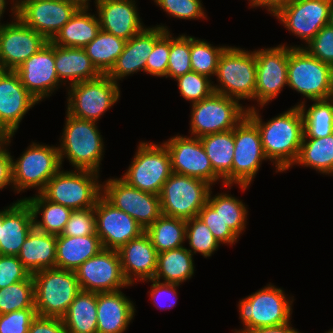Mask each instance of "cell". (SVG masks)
Masks as SVG:
<instances>
[{
    "label": "cell",
    "instance_id": "f546056e",
    "mask_svg": "<svg viewBox=\"0 0 333 333\" xmlns=\"http://www.w3.org/2000/svg\"><path fill=\"white\" fill-rule=\"evenodd\" d=\"M55 69L59 81L67 86L101 75L83 48L55 45ZM68 84V85H67Z\"/></svg>",
    "mask_w": 333,
    "mask_h": 333
},
{
    "label": "cell",
    "instance_id": "f1b7e54d",
    "mask_svg": "<svg viewBox=\"0 0 333 333\" xmlns=\"http://www.w3.org/2000/svg\"><path fill=\"white\" fill-rule=\"evenodd\" d=\"M90 10V4H83L50 42L61 47L84 48L101 30L96 11L94 14Z\"/></svg>",
    "mask_w": 333,
    "mask_h": 333
},
{
    "label": "cell",
    "instance_id": "ab89813d",
    "mask_svg": "<svg viewBox=\"0 0 333 333\" xmlns=\"http://www.w3.org/2000/svg\"><path fill=\"white\" fill-rule=\"evenodd\" d=\"M145 232L158 253L185 245L186 220L161 215Z\"/></svg>",
    "mask_w": 333,
    "mask_h": 333
},
{
    "label": "cell",
    "instance_id": "f6af8a7d",
    "mask_svg": "<svg viewBox=\"0 0 333 333\" xmlns=\"http://www.w3.org/2000/svg\"><path fill=\"white\" fill-rule=\"evenodd\" d=\"M171 32L167 78L176 79L192 71L191 36L183 33L176 37Z\"/></svg>",
    "mask_w": 333,
    "mask_h": 333
},
{
    "label": "cell",
    "instance_id": "7dc6e473",
    "mask_svg": "<svg viewBox=\"0 0 333 333\" xmlns=\"http://www.w3.org/2000/svg\"><path fill=\"white\" fill-rule=\"evenodd\" d=\"M167 16L182 20H207L202 0H153Z\"/></svg>",
    "mask_w": 333,
    "mask_h": 333
},
{
    "label": "cell",
    "instance_id": "d6a6232c",
    "mask_svg": "<svg viewBox=\"0 0 333 333\" xmlns=\"http://www.w3.org/2000/svg\"><path fill=\"white\" fill-rule=\"evenodd\" d=\"M213 171L223 180V187L232 189L234 129L200 137Z\"/></svg>",
    "mask_w": 333,
    "mask_h": 333
},
{
    "label": "cell",
    "instance_id": "74e56055",
    "mask_svg": "<svg viewBox=\"0 0 333 333\" xmlns=\"http://www.w3.org/2000/svg\"><path fill=\"white\" fill-rule=\"evenodd\" d=\"M210 189L207 203L219 213L221 219L238 236L244 234L248 217V205L231 193L221 192L213 195ZM212 194V195H211Z\"/></svg>",
    "mask_w": 333,
    "mask_h": 333
},
{
    "label": "cell",
    "instance_id": "4dcf8cb0",
    "mask_svg": "<svg viewBox=\"0 0 333 333\" xmlns=\"http://www.w3.org/2000/svg\"><path fill=\"white\" fill-rule=\"evenodd\" d=\"M57 236L35 227L27 235L17 257L32 275L40 270L55 268Z\"/></svg>",
    "mask_w": 333,
    "mask_h": 333
},
{
    "label": "cell",
    "instance_id": "7a4b0ae2",
    "mask_svg": "<svg viewBox=\"0 0 333 333\" xmlns=\"http://www.w3.org/2000/svg\"><path fill=\"white\" fill-rule=\"evenodd\" d=\"M65 116L62 136L59 138L58 151L61 167L65 159L73 169L92 170L100 173L105 152L104 139L98 122Z\"/></svg>",
    "mask_w": 333,
    "mask_h": 333
},
{
    "label": "cell",
    "instance_id": "6da1fadb",
    "mask_svg": "<svg viewBox=\"0 0 333 333\" xmlns=\"http://www.w3.org/2000/svg\"><path fill=\"white\" fill-rule=\"evenodd\" d=\"M265 106L247 110V116L257 125L262 147L275 173H285L295 163L304 135V119L299 106H292L266 122L260 112ZM260 108V109H259Z\"/></svg>",
    "mask_w": 333,
    "mask_h": 333
},
{
    "label": "cell",
    "instance_id": "e7e4bbea",
    "mask_svg": "<svg viewBox=\"0 0 333 333\" xmlns=\"http://www.w3.org/2000/svg\"><path fill=\"white\" fill-rule=\"evenodd\" d=\"M26 0H15V4H16V8L23 2Z\"/></svg>",
    "mask_w": 333,
    "mask_h": 333
},
{
    "label": "cell",
    "instance_id": "680465c9",
    "mask_svg": "<svg viewBox=\"0 0 333 333\" xmlns=\"http://www.w3.org/2000/svg\"><path fill=\"white\" fill-rule=\"evenodd\" d=\"M293 0H252L249 8H264L268 14L274 16L281 8L289 5Z\"/></svg>",
    "mask_w": 333,
    "mask_h": 333
},
{
    "label": "cell",
    "instance_id": "c3c4849f",
    "mask_svg": "<svg viewBox=\"0 0 333 333\" xmlns=\"http://www.w3.org/2000/svg\"><path fill=\"white\" fill-rule=\"evenodd\" d=\"M170 53V31H166L156 42L146 60V74L167 78V67Z\"/></svg>",
    "mask_w": 333,
    "mask_h": 333
},
{
    "label": "cell",
    "instance_id": "d6986e66",
    "mask_svg": "<svg viewBox=\"0 0 333 333\" xmlns=\"http://www.w3.org/2000/svg\"><path fill=\"white\" fill-rule=\"evenodd\" d=\"M75 273L83 291L103 293L132 287L123 275L117 250L103 248L81 264Z\"/></svg>",
    "mask_w": 333,
    "mask_h": 333
},
{
    "label": "cell",
    "instance_id": "d590c367",
    "mask_svg": "<svg viewBox=\"0 0 333 333\" xmlns=\"http://www.w3.org/2000/svg\"><path fill=\"white\" fill-rule=\"evenodd\" d=\"M62 320L68 333H97V293L81 290Z\"/></svg>",
    "mask_w": 333,
    "mask_h": 333
},
{
    "label": "cell",
    "instance_id": "ba28073f",
    "mask_svg": "<svg viewBox=\"0 0 333 333\" xmlns=\"http://www.w3.org/2000/svg\"><path fill=\"white\" fill-rule=\"evenodd\" d=\"M32 141L17 159L12 156V179L14 192L29 189L40 193L62 167L58 146Z\"/></svg>",
    "mask_w": 333,
    "mask_h": 333
},
{
    "label": "cell",
    "instance_id": "e575fe53",
    "mask_svg": "<svg viewBox=\"0 0 333 333\" xmlns=\"http://www.w3.org/2000/svg\"><path fill=\"white\" fill-rule=\"evenodd\" d=\"M21 199H25L30 205L36 229L56 236L61 235L72 212L71 208L49 201L40 193Z\"/></svg>",
    "mask_w": 333,
    "mask_h": 333
},
{
    "label": "cell",
    "instance_id": "3957f363",
    "mask_svg": "<svg viewBox=\"0 0 333 333\" xmlns=\"http://www.w3.org/2000/svg\"><path fill=\"white\" fill-rule=\"evenodd\" d=\"M283 288L273 283L241 298L237 304L241 329L233 333H244L259 327L278 326L292 322L294 296H288Z\"/></svg>",
    "mask_w": 333,
    "mask_h": 333
},
{
    "label": "cell",
    "instance_id": "f907efd6",
    "mask_svg": "<svg viewBox=\"0 0 333 333\" xmlns=\"http://www.w3.org/2000/svg\"><path fill=\"white\" fill-rule=\"evenodd\" d=\"M96 233L95 211L93 208L72 210L68 222L65 224L62 236H86Z\"/></svg>",
    "mask_w": 333,
    "mask_h": 333
},
{
    "label": "cell",
    "instance_id": "11a10c76",
    "mask_svg": "<svg viewBox=\"0 0 333 333\" xmlns=\"http://www.w3.org/2000/svg\"><path fill=\"white\" fill-rule=\"evenodd\" d=\"M29 275L17 256L0 255V289L23 281Z\"/></svg>",
    "mask_w": 333,
    "mask_h": 333
},
{
    "label": "cell",
    "instance_id": "5b68a950",
    "mask_svg": "<svg viewBox=\"0 0 333 333\" xmlns=\"http://www.w3.org/2000/svg\"><path fill=\"white\" fill-rule=\"evenodd\" d=\"M100 173L92 170L61 168L40 194L47 200L72 210L93 208L102 195Z\"/></svg>",
    "mask_w": 333,
    "mask_h": 333
},
{
    "label": "cell",
    "instance_id": "ac0fdd59",
    "mask_svg": "<svg viewBox=\"0 0 333 333\" xmlns=\"http://www.w3.org/2000/svg\"><path fill=\"white\" fill-rule=\"evenodd\" d=\"M82 5L80 0H26L16 16L50 41Z\"/></svg>",
    "mask_w": 333,
    "mask_h": 333
},
{
    "label": "cell",
    "instance_id": "52a82bcc",
    "mask_svg": "<svg viewBox=\"0 0 333 333\" xmlns=\"http://www.w3.org/2000/svg\"><path fill=\"white\" fill-rule=\"evenodd\" d=\"M38 316L62 318L81 291L75 271L49 268L32 274Z\"/></svg>",
    "mask_w": 333,
    "mask_h": 333
},
{
    "label": "cell",
    "instance_id": "7c38bea8",
    "mask_svg": "<svg viewBox=\"0 0 333 333\" xmlns=\"http://www.w3.org/2000/svg\"><path fill=\"white\" fill-rule=\"evenodd\" d=\"M211 188L201 179L172 173L159 193L162 215L185 220L198 217Z\"/></svg>",
    "mask_w": 333,
    "mask_h": 333
},
{
    "label": "cell",
    "instance_id": "30bf717a",
    "mask_svg": "<svg viewBox=\"0 0 333 333\" xmlns=\"http://www.w3.org/2000/svg\"><path fill=\"white\" fill-rule=\"evenodd\" d=\"M128 169L121 175L130 186L159 195L162 186L173 173L169 152L163 143L141 140Z\"/></svg>",
    "mask_w": 333,
    "mask_h": 333
},
{
    "label": "cell",
    "instance_id": "bcb514c9",
    "mask_svg": "<svg viewBox=\"0 0 333 333\" xmlns=\"http://www.w3.org/2000/svg\"><path fill=\"white\" fill-rule=\"evenodd\" d=\"M177 82L179 93L190 105L208 98L214 93L213 81L211 78L191 71L179 76Z\"/></svg>",
    "mask_w": 333,
    "mask_h": 333
},
{
    "label": "cell",
    "instance_id": "be15d7a7",
    "mask_svg": "<svg viewBox=\"0 0 333 333\" xmlns=\"http://www.w3.org/2000/svg\"><path fill=\"white\" fill-rule=\"evenodd\" d=\"M7 135L0 129V147L5 143Z\"/></svg>",
    "mask_w": 333,
    "mask_h": 333
},
{
    "label": "cell",
    "instance_id": "d4e9b609",
    "mask_svg": "<svg viewBox=\"0 0 333 333\" xmlns=\"http://www.w3.org/2000/svg\"><path fill=\"white\" fill-rule=\"evenodd\" d=\"M137 0H94L101 30L128 41L146 25L139 15Z\"/></svg>",
    "mask_w": 333,
    "mask_h": 333
},
{
    "label": "cell",
    "instance_id": "cb8c5ba5",
    "mask_svg": "<svg viewBox=\"0 0 333 333\" xmlns=\"http://www.w3.org/2000/svg\"><path fill=\"white\" fill-rule=\"evenodd\" d=\"M160 24L146 26L140 33L126 41L123 52L106 74L110 79L119 84L124 78L134 73L143 71L146 74V60L150 56L155 42L166 31H171L168 26Z\"/></svg>",
    "mask_w": 333,
    "mask_h": 333
},
{
    "label": "cell",
    "instance_id": "4316f807",
    "mask_svg": "<svg viewBox=\"0 0 333 333\" xmlns=\"http://www.w3.org/2000/svg\"><path fill=\"white\" fill-rule=\"evenodd\" d=\"M33 227V213L25 199L0 209V254L17 256Z\"/></svg>",
    "mask_w": 333,
    "mask_h": 333
},
{
    "label": "cell",
    "instance_id": "f5cc1de1",
    "mask_svg": "<svg viewBox=\"0 0 333 333\" xmlns=\"http://www.w3.org/2000/svg\"><path fill=\"white\" fill-rule=\"evenodd\" d=\"M151 284L150 291H148V295L150 296V300L153 302V305L158 308L159 310H168L175 307L177 304L178 299V288L179 284H173V283H164L160 282L155 279L146 280L142 283Z\"/></svg>",
    "mask_w": 333,
    "mask_h": 333
},
{
    "label": "cell",
    "instance_id": "6125c7cd",
    "mask_svg": "<svg viewBox=\"0 0 333 333\" xmlns=\"http://www.w3.org/2000/svg\"><path fill=\"white\" fill-rule=\"evenodd\" d=\"M328 25L333 28V4H331L330 11H329Z\"/></svg>",
    "mask_w": 333,
    "mask_h": 333
},
{
    "label": "cell",
    "instance_id": "9c48e42d",
    "mask_svg": "<svg viewBox=\"0 0 333 333\" xmlns=\"http://www.w3.org/2000/svg\"><path fill=\"white\" fill-rule=\"evenodd\" d=\"M66 112L78 119L100 121L120 100V85L106 74L67 86Z\"/></svg>",
    "mask_w": 333,
    "mask_h": 333
},
{
    "label": "cell",
    "instance_id": "484cf974",
    "mask_svg": "<svg viewBox=\"0 0 333 333\" xmlns=\"http://www.w3.org/2000/svg\"><path fill=\"white\" fill-rule=\"evenodd\" d=\"M117 251L123 275L129 285L153 279L157 269L158 252L146 232L130 240Z\"/></svg>",
    "mask_w": 333,
    "mask_h": 333
},
{
    "label": "cell",
    "instance_id": "db71d44e",
    "mask_svg": "<svg viewBox=\"0 0 333 333\" xmlns=\"http://www.w3.org/2000/svg\"><path fill=\"white\" fill-rule=\"evenodd\" d=\"M36 316L35 308L0 314V333H28Z\"/></svg>",
    "mask_w": 333,
    "mask_h": 333
},
{
    "label": "cell",
    "instance_id": "4fadbf2b",
    "mask_svg": "<svg viewBox=\"0 0 333 333\" xmlns=\"http://www.w3.org/2000/svg\"><path fill=\"white\" fill-rule=\"evenodd\" d=\"M256 56L255 104L247 110L267 106L285 86H288L289 46L281 43L276 47L254 49ZM273 99V100H272Z\"/></svg>",
    "mask_w": 333,
    "mask_h": 333
},
{
    "label": "cell",
    "instance_id": "60d3db41",
    "mask_svg": "<svg viewBox=\"0 0 333 333\" xmlns=\"http://www.w3.org/2000/svg\"><path fill=\"white\" fill-rule=\"evenodd\" d=\"M125 43L126 40L100 30L96 38L83 49L96 69L101 74H107L123 52Z\"/></svg>",
    "mask_w": 333,
    "mask_h": 333
},
{
    "label": "cell",
    "instance_id": "5bb4252c",
    "mask_svg": "<svg viewBox=\"0 0 333 333\" xmlns=\"http://www.w3.org/2000/svg\"><path fill=\"white\" fill-rule=\"evenodd\" d=\"M234 156L232 164V186L241 191L249 189L262 167L265 156L257 125L246 116L234 128Z\"/></svg>",
    "mask_w": 333,
    "mask_h": 333
},
{
    "label": "cell",
    "instance_id": "603a6c76",
    "mask_svg": "<svg viewBox=\"0 0 333 333\" xmlns=\"http://www.w3.org/2000/svg\"><path fill=\"white\" fill-rule=\"evenodd\" d=\"M37 104L16 71L0 70V129L6 135L16 134L25 115Z\"/></svg>",
    "mask_w": 333,
    "mask_h": 333
},
{
    "label": "cell",
    "instance_id": "ee69618b",
    "mask_svg": "<svg viewBox=\"0 0 333 333\" xmlns=\"http://www.w3.org/2000/svg\"><path fill=\"white\" fill-rule=\"evenodd\" d=\"M185 242H188L189 248L187 247V249L193 255L200 254L204 258L211 257L221 246L199 217L186 220Z\"/></svg>",
    "mask_w": 333,
    "mask_h": 333
},
{
    "label": "cell",
    "instance_id": "8fae6325",
    "mask_svg": "<svg viewBox=\"0 0 333 333\" xmlns=\"http://www.w3.org/2000/svg\"><path fill=\"white\" fill-rule=\"evenodd\" d=\"M189 135L202 137L234 129L246 116L247 108L239 100L213 93L191 104Z\"/></svg>",
    "mask_w": 333,
    "mask_h": 333
},
{
    "label": "cell",
    "instance_id": "1f68e13d",
    "mask_svg": "<svg viewBox=\"0 0 333 333\" xmlns=\"http://www.w3.org/2000/svg\"><path fill=\"white\" fill-rule=\"evenodd\" d=\"M102 249L100 237L96 233L80 237L57 235L55 267L75 271Z\"/></svg>",
    "mask_w": 333,
    "mask_h": 333
},
{
    "label": "cell",
    "instance_id": "94428289",
    "mask_svg": "<svg viewBox=\"0 0 333 333\" xmlns=\"http://www.w3.org/2000/svg\"><path fill=\"white\" fill-rule=\"evenodd\" d=\"M10 2V3H8ZM13 3V4H12ZM10 5V11L9 13H11V17L15 18L16 17V4H15V0H0V26H2L3 24H5V22L2 23L1 19H3L4 13L6 12L7 6Z\"/></svg>",
    "mask_w": 333,
    "mask_h": 333
},
{
    "label": "cell",
    "instance_id": "8992f818",
    "mask_svg": "<svg viewBox=\"0 0 333 333\" xmlns=\"http://www.w3.org/2000/svg\"><path fill=\"white\" fill-rule=\"evenodd\" d=\"M288 87L300 93L302 100L333 97V67L310 55L304 48L289 47Z\"/></svg>",
    "mask_w": 333,
    "mask_h": 333
},
{
    "label": "cell",
    "instance_id": "8d00e7d4",
    "mask_svg": "<svg viewBox=\"0 0 333 333\" xmlns=\"http://www.w3.org/2000/svg\"><path fill=\"white\" fill-rule=\"evenodd\" d=\"M309 167L333 176V134L322 138H303L294 166Z\"/></svg>",
    "mask_w": 333,
    "mask_h": 333
},
{
    "label": "cell",
    "instance_id": "e0dca14e",
    "mask_svg": "<svg viewBox=\"0 0 333 333\" xmlns=\"http://www.w3.org/2000/svg\"><path fill=\"white\" fill-rule=\"evenodd\" d=\"M170 155L172 172L206 181L212 187L223 180L213 171L202 142L198 137L179 133L162 142Z\"/></svg>",
    "mask_w": 333,
    "mask_h": 333
},
{
    "label": "cell",
    "instance_id": "836d02e7",
    "mask_svg": "<svg viewBox=\"0 0 333 333\" xmlns=\"http://www.w3.org/2000/svg\"><path fill=\"white\" fill-rule=\"evenodd\" d=\"M193 256L185 245L158 253L157 269L153 279L179 285L189 281L196 271Z\"/></svg>",
    "mask_w": 333,
    "mask_h": 333
},
{
    "label": "cell",
    "instance_id": "9f6ffc18",
    "mask_svg": "<svg viewBox=\"0 0 333 333\" xmlns=\"http://www.w3.org/2000/svg\"><path fill=\"white\" fill-rule=\"evenodd\" d=\"M15 134L7 135L5 143L0 147V191L11 188L14 192L12 179V155L9 151L12 138Z\"/></svg>",
    "mask_w": 333,
    "mask_h": 333
},
{
    "label": "cell",
    "instance_id": "44dd1931",
    "mask_svg": "<svg viewBox=\"0 0 333 333\" xmlns=\"http://www.w3.org/2000/svg\"><path fill=\"white\" fill-rule=\"evenodd\" d=\"M96 234L104 249L119 250L145 232L131 216L116 208L103 195L94 206Z\"/></svg>",
    "mask_w": 333,
    "mask_h": 333
},
{
    "label": "cell",
    "instance_id": "03108f58",
    "mask_svg": "<svg viewBox=\"0 0 333 333\" xmlns=\"http://www.w3.org/2000/svg\"><path fill=\"white\" fill-rule=\"evenodd\" d=\"M83 4H90L91 0H80Z\"/></svg>",
    "mask_w": 333,
    "mask_h": 333
},
{
    "label": "cell",
    "instance_id": "f35d334b",
    "mask_svg": "<svg viewBox=\"0 0 333 333\" xmlns=\"http://www.w3.org/2000/svg\"><path fill=\"white\" fill-rule=\"evenodd\" d=\"M300 104L304 119L303 138H322L333 134V97ZM309 106V107H308Z\"/></svg>",
    "mask_w": 333,
    "mask_h": 333
},
{
    "label": "cell",
    "instance_id": "ffe728a7",
    "mask_svg": "<svg viewBox=\"0 0 333 333\" xmlns=\"http://www.w3.org/2000/svg\"><path fill=\"white\" fill-rule=\"evenodd\" d=\"M48 40L17 16L0 26V70H17L42 49Z\"/></svg>",
    "mask_w": 333,
    "mask_h": 333
},
{
    "label": "cell",
    "instance_id": "7bdbcfd3",
    "mask_svg": "<svg viewBox=\"0 0 333 333\" xmlns=\"http://www.w3.org/2000/svg\"><path fill=\"white\" fill-rule=\"evenodd\" d=\"M26 308H35L34 281L31 274L23 281L0 289V314Z\"/></svg>",
    "mask_w": 333,
    "mask_h": 333
},
{
    "label": "cell",
    "instance_id": "83f0119b",
    "mask_svg": "<svg viewBox=\"0 0 333 333\" xmlns=\"http://www.w3.org/2000/svg\"><path fill=\"white\" fill-rule=\"evenodd\" d=\"M135 304L121 290L97 293V333H124L133 322Z\"/></svg>",
    "mask_w": 333,
    "mask_h": 333
},
{
    "label": "cell",
    "instance_id": "91938a15",
    "mask_svg": "<svg viewBox=\"0 0 333 333\" xmlns=\"http://www.w3.org/2000/svg\"><path fill=\"white\" fill-rule=\"evenodd\" d=\"M244 333H301L298 329L294 328L291 322L270 327H259Z\"/></svg>",
    "mask_w": 333,
    "mask_h": 333
},
{
    "label": "cell",
    "instance_id": "681fc988",
    "mask_svg": "<svg viewBox=\"0 0 333 333\" xmlns=\"http://www.w3.org/2000/svg\"><path fill=\"white\" fill-rule=\"evenodd\" d=\"M198 217L208 226L221 245L232 246L239 241V237L223 222L219 213L208 203L199 211Z\"/></svg>",
    "mask_w": 333,
    "mask_h": 333
},
{
    "label": "cell",
    "instance_id": "277c9868",
    "mask_svg": "<svg viewBox=\"0 0 333 333\" xmlns=\"http://www.w3.org/2000/svg\"><path fill=\"white\" fill-rule=\"evenodd\" d=\"M213 81L214 92L237 100L255 101L256 56L254 50L228 46L221 54Z\"/></svg>",
    "mask_w": 333,
    "mask_h": 333
},
{
    "label": "cell",
    "instance_id": "7402d4cb",
    "mask_svg": "<svg viewBox=\"0 0 333 333\" xmlns=\"http://www.w3.org/2000/svg\"><path fill=\"white\" fill-rule=\"evenodd\" d=\"M15 71L22 85L39 103L64 86L55 69V44L50 41Z\"/></svg>",
    "mask_w": 333,
    "mask_h": 333
},
{
    "label": "cell",
    "instance_id": "b9f144b4",
    "mask_svg": "<svg viewBox=\"0 0 333 333\" xmlns=\"http://www.w3.org/2000/svg\"><path fill=\"white\" fill-rule=\"evenodd\" d=\"M227 47L228 45L214 46L205 39L191 36L192 71L214 80L219 58Z\"/></svg>",
    "mask_w": 333,
    "mask_h": 333
},
{
    "label": "cell",
    "instance_id": "9a60e30c",
    "mask_svg": "<svg viewBox=\"0 0 333 333\" xmlns=\"http://www.w3.org/2000/svg\"><path fill=\"white\" fill-rule=\"evenodd\" d=\"M102 195L116 208L127 213L146 230L161 215L159 195L143 192L120 177L102 182Z\"/></svg>",
    "mask_w": 333,
    "mask_h": 333
},
{
    "label": "cell",
    "instance_id": "003e7915",
    "mask_svg": "<svg viewBox=\"0 0 333 333\" xmlns=\"http://www.w3.org/2000/svg\"><path fill=\"white\" fill-rule=\"evenodd\" d=\"M325 333H333V328L332 329H330V330H328L327 332H325Z\"/></svg>",
    "mask_w": 333,
    "mask_h": 333
},
{
    "label": "cell",
    "instance_id": "816d5d0a",
    "mask_svg": "<svg viewBox=\"0 0 333 333\" xmlns=\"http://www.w3.org/2000/svg\"><path fill=\"white\" fill-rule=\"evenodd\" d=\"M303 48L321 62L333 67V28L329 25L322 27Z\"/></svg>",
    "mask_w": 333,
    "mask_h": 333
},
{
    "label": "cell",
    "instance_id": "6f0895ef",
    "mask_svg": "<svg viewBox=\"0 0 333 333\" xmlns=\"http://www.w3.org/2000/svg\"><path fill=\"white\" fill-rule=\"evenodd\" d=\"M28 333H68L62 318L36 316Z\"/></svg>",
    "mask_w": 333,
    "mask_h": 333
},
{
    "label": "cell",
    "instance_id": "2e32d148",
    "mask_svg": "<svg viewBox=\"0 0 333 333\" xmlns=\"http://www.w3.org/2000/svg\"><path fill=\"white\" fill-rule=\"evenodd\" d=\"M331 4L332 0H293L273 16L290 34L304 42V45H288L290 48L305 47L328 25Z\"/></svg>",
    "mask_w": 333,
    "mask_h": 333
}]
</instances>
